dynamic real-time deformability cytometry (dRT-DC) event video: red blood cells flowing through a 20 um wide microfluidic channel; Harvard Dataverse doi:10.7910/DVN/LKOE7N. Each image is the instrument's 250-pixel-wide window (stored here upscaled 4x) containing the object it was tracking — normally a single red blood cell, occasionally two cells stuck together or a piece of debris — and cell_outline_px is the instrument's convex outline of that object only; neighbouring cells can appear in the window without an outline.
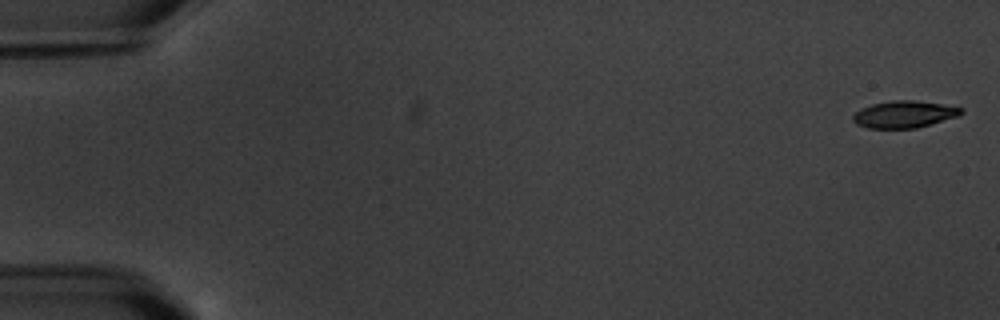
{"species": "common noctule bat (a hibernating species)", "species_latin": "Nyctalus noctula", "temperature_condition": "warm", "stored_images_in_passage": 6, "segment_of_instrument_passage": [1, 2], "camera_frame_rate_fps": 3000, "um_per_image_px": 0.085, "animal": {"sex": "male", "body_mass_g": 20.1, "forearm_length_mm": 53.5}, "frame": {"image": 1, "passage_image": 1, "time_ms": 0.0, "image_size_px": [1000, 320], "cell_outline_px": [[964, 112], [960, 116], [916, 128], [868, 128], [856, 124], [852, 120], [852, 116], [860, 108], [872, 104], [892, 100], [912, 100], [940, 104], [964, 108]], "centroid_in_image_um": [76.86, 9.72], "position_along_channel_um": 8.1, "area_um2": 17.05}}
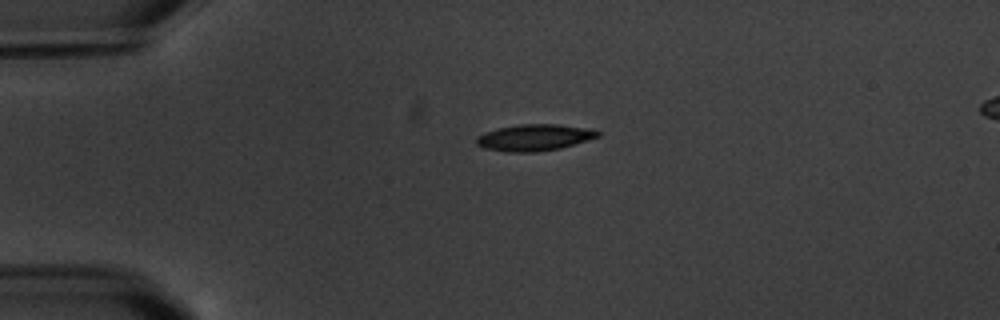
{"frame": {"image": 2, "passage_image": 4, "time_ms": 4.333, "image_size_px": [1000, 320], "cell_outline_px": [[600, 136], [560, 148], [532, 152], [512, 152], [484, 148], [476, 144], [476, 136], [484, 132], [496, 128], [520, 124], [560, 124], [588, 128], [600, 132]], "centroid_in_image_um": [45.39, 11.67], "position_along_channel_um": 39.6, "area_um2": 18.67}}